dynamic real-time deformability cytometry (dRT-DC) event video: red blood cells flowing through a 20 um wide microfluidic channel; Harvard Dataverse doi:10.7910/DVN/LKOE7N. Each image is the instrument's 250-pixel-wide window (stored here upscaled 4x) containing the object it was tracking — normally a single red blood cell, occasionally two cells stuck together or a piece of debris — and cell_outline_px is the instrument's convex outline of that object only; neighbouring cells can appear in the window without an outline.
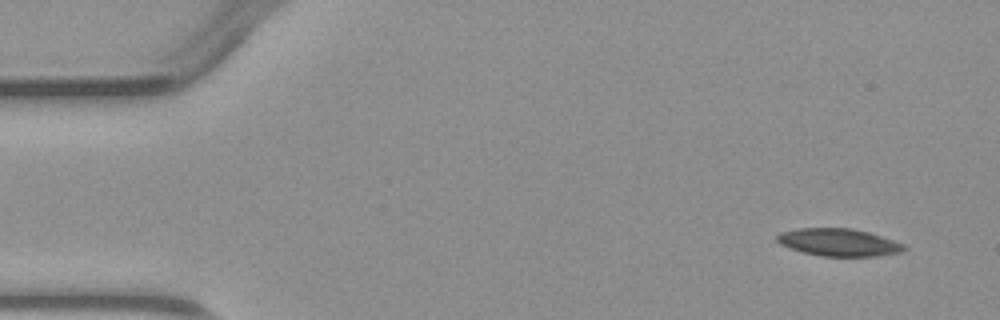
{"species": "common noctule bat (a hibernating species)", "species_latin": "Nyctalus noctula", "temperature_condition": "warm", "stored_images_in_passage": 5, "camera_frame_rate_fps": 3000, "um_per_image_px": 0.085, "animal": {"sex": "male", "body_mass_g": 23.1, "forearm_length_mm": 52.7}, "frame": {"image": 1, "passage_image": 1, "time_ms": 0.0, "image_size_px": [1000, 320], "cell_outline_px": [[908, 248], [900, 252], [876, 256], [820, 256], [804, 252], [780, 244], [776, 240], [776, 236], [780, 232], [796, 228], [852, 228], [868, 232], [904, 244]], "centroid_in_image_um": [71.27, 20.59], "position_along_channel_um": 13.7, "area_um2": 20.23}}
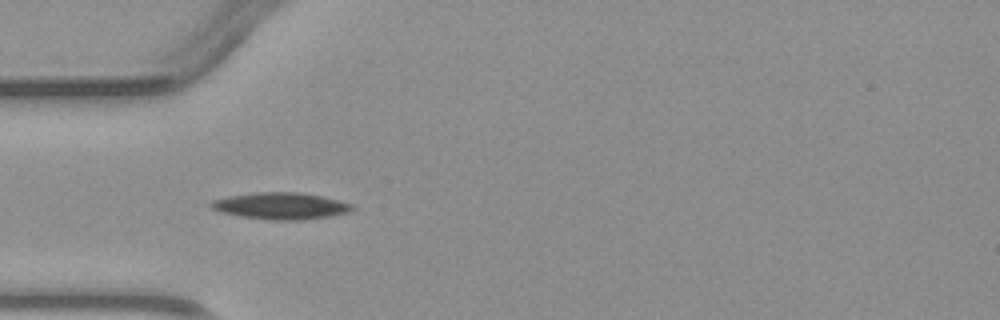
{"frame": {"image": 2, "passage_image": 4, "time_ms": 3.667, "image_size_px": [1000, 320], "cell_outline_px": [[356, 208], [348, 212], [328, 216], [300, 220], [272, 220], [240, 216], [220, 212], [212, 208], [208, 204], [212, 200], [228, 196], [256, 192], [300, 192], [320, 196], [352, 204]], "centroid_in_image_um": [23.82, 17.5], "position_along_channel_um": 61.2, "area_um2": 21.85}}
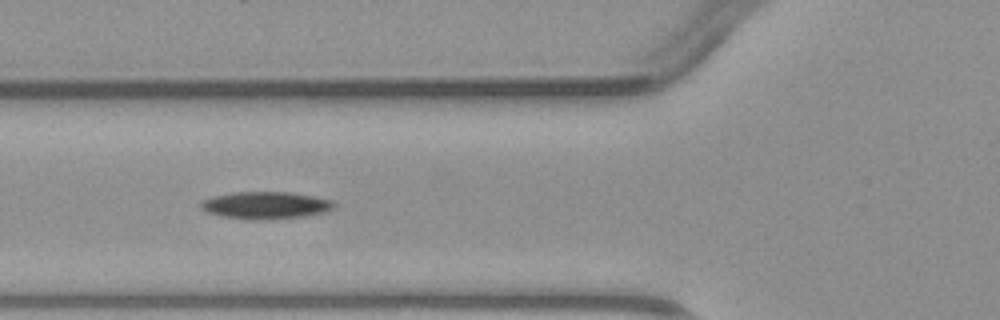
{"frame": {"image": 3, "passage_image": 5, "time_ms": 4.667, "image_size_px": [1000, 320], "cell_outline_px": [[336, 204], [332, 208], [324, 212], [304, 216], [252, 220], [224, 216], [208, 212], [200, 208], [200, 204], [204, 200], [212, 196], [232, 192], [292, 192], [332, 200]], "centroid_in_image_um": [22.57, 17.43], "position_along_channel_um": 103.2, "area_um2": 20.87}}